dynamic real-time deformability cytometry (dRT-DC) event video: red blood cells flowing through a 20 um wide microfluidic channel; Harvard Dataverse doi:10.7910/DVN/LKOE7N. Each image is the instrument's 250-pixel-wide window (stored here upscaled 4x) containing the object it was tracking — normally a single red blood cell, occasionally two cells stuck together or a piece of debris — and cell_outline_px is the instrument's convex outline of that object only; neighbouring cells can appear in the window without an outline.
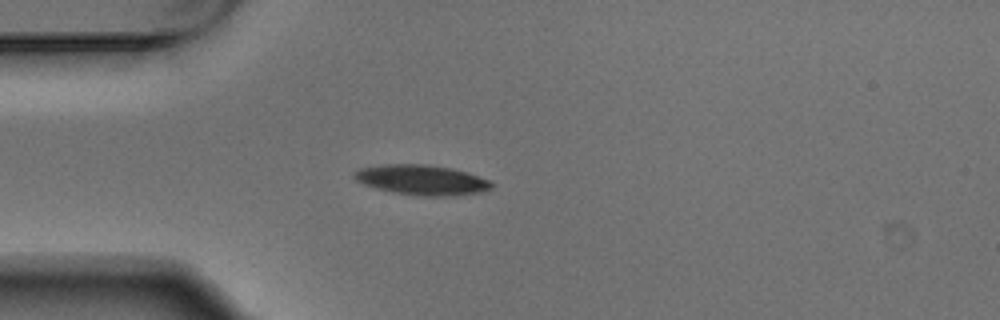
{"species": "Egyptian fruit bat (a non-hibernating species)", "species_latin": "Rousettus aegyptiacus", "temperature_condition": "warm", "stored_images_in_passage": 5, "camera_frame_rate_fps": 3000, "um_per_image_px": 0.085, "animal": {"sex": "male"}, "frame": {"image": 1, "passage_image": 4, "time_ms": 1.0, "image_size_px": [1000, 320], "cell_outline_px": [[492, 188], [484, 192], [452, 196], [416, 196], [376, 188], [364, 184], [356, 180], [352, 176], [352, 172], [356, 168], [384, 164], [424, 164], [452, 168], [468, 172], [492, 180]], "centroid_in_image_um": [35.86, 15.29], "position_along_channel_um": 49.1, "area_um2": 24.45}}